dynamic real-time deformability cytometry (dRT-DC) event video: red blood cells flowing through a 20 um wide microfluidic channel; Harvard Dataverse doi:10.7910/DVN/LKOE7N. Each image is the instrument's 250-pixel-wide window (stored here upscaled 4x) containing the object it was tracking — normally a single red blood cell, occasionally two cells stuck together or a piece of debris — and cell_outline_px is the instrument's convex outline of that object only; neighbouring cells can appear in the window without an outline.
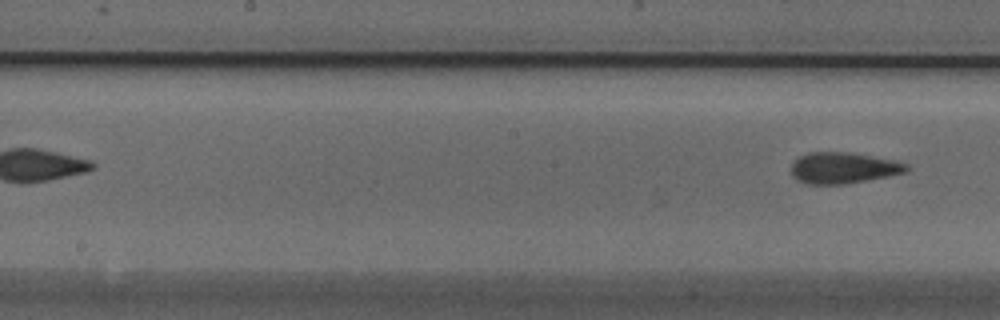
{"species": "Egyptian fruit bat (a non-hibernating species)", "species_latin": "Rousettus aegyptiacus", "temperature_condition": "cold", "stored_images_in_passage": 8, "segment_of_instrument_passage": [2, 2], "camera_frame_rate_fps": 3000, "um_per_image_px": 0.085, "animal": {"sex": "male"}, "frame": {"image": 1, "passage_image": 8, "time_ms": 2.333, "image_size_px": [1000, 320], "cell_outline_px": [[908, 172], [868, 180], [844, 184], [808, 184], [792, 176], [792, 160], [808, 152], [852, 152], [892, 160], [908, 164]], "centroid_in_image_um": [71.67, 14.26], "position_along_channel_um": 176.5, "area_um2": 20.92}}